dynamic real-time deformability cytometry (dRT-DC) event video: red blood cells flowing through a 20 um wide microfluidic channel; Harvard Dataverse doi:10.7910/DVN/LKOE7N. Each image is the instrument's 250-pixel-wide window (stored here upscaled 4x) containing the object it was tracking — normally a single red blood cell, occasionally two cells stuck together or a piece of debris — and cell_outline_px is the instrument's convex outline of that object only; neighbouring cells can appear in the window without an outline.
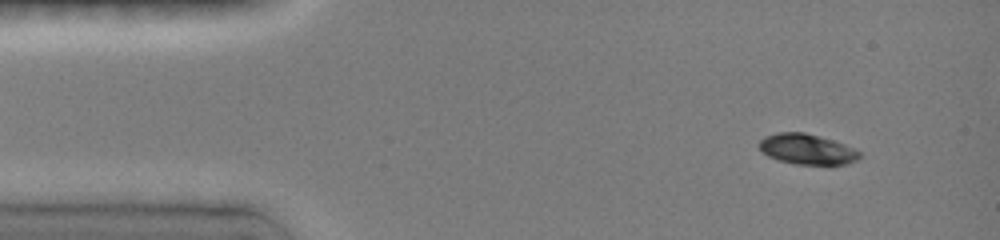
{"species": "common noctule bat (a hibernating species)", "species_latin": "Nyctalus noctula", "temperature_condition": "room temperature", "stored_images_in_passage": 5, "camera_frame_rate_fps": 3000, "um_per_image_px": 0.085, "animal": {"sex": "female", "body_mass_g": 19.0, "forearm_length_mm": 51.5}, "frame": {"image": 1, "passage_image": 1, "time_ms": 0.0, "image_size_px": [1000, 240], "cell_outline_px": [[860, 156], [856, 160], [848, 164], [828, 168], [796, 164], [780, 160], [768, 156], [760, 152], [760, 140], [764, 136], [776, 132], [804, 132], [832, 140], [844, 144], [860, 152]], "centroid_in_image_um": [68.62, 12.73], "position_along_channel_um": 16.4, "area_um2": 18.38}}